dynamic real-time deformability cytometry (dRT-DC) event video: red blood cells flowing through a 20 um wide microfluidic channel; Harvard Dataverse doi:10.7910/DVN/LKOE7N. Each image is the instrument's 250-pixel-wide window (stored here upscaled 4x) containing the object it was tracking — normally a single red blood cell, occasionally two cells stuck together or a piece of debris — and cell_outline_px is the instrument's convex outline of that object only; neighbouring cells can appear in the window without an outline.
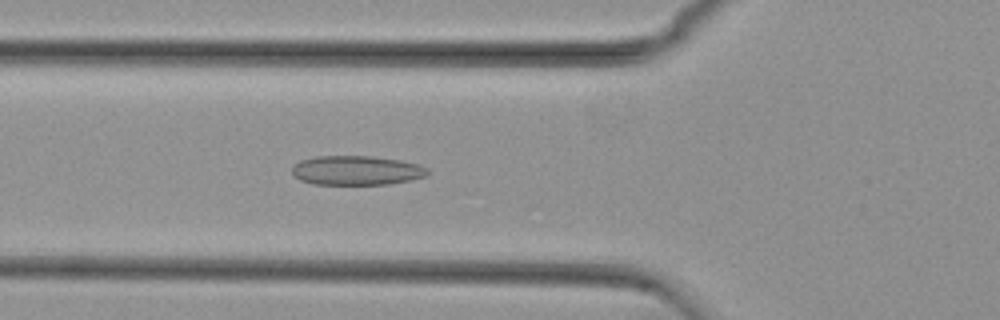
{"species": "common noctule bat (a hibernating species)", "species_latin": "Nyctalus noctula", "temperature_condition": "cold", "stored_images_in_passage": 55, "camera_frame_rate_fps": 3000, "um_per_image_px": 0.085, "animal": {"sex": "female", "body_mass_g": 29.2, "forearm_length_mm": 56.3}, "frame": {"image": 1, "passage_image": 20, "time_ms": 6.333, "image_size_px": [1000, 320], "cell_outline_px": [[428, 176], [388, 184], [312, 184], [300, 180], [292, 172], [292, 164], [300, 160], [316, 156], [372, 156], [400, 160], [416, 164], [428, 168]], "centroid_in_image_um": [30.27, 14.48], "position_along_channel_um": 95.5, "area_um2": 23.18}}
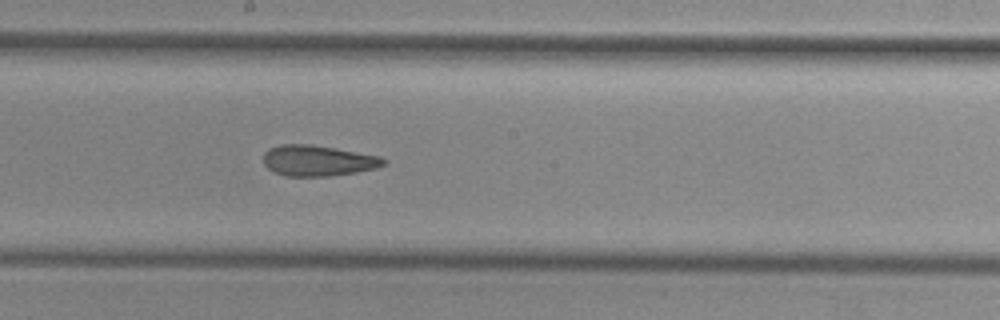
{"frame": {"image": 2, "passage_image": 30, "time_ms": 9.667, "image_size_px": [1000, 320], "cell_outline_px": [[388, 160], [384, 164], [376, 168], [356, 172], [328, 176], [288, 176], [276, 172], [268, 168], [264, 164], [264, 152], [268, 148], [280, 144], [312, 144], [380, 156]], "centroid_in_image_um": [27.02, 13.64], "position_along_channel_um": 221.2, "area_um2": 21.5}}
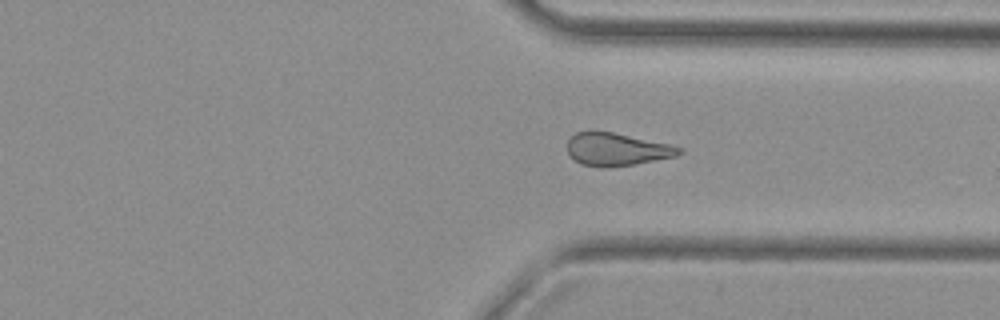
{"frame": {"image": 3, "passage_image": 41, "time_ms": 13.333, "image_size_px": [1000, 320], "cell_outline_px": [[684, 152], [676, 156], [632, 164], [604, 168], [600, 168], [580, 164], [568, 152], [568, 140], [576, 132], [588, 128], [592, 128], [612, 132], [668, 144], [684, 148]], "centroid_in_image_um": [52.38, 12.66], "position_along_channel_um": 359.0, "area_um2": 21.56}, "authors_computed_cell_mechanics": {"area_um2": 22.7154, "velocity_mm_per_s": 3.7531, "shape_relaxation_time_tau1_ms": null, "shape_relaxation_time_tau2_ms": 6.6041, "deformation_change_tau1": null, "deformation_change_tau2": 0.1503}}